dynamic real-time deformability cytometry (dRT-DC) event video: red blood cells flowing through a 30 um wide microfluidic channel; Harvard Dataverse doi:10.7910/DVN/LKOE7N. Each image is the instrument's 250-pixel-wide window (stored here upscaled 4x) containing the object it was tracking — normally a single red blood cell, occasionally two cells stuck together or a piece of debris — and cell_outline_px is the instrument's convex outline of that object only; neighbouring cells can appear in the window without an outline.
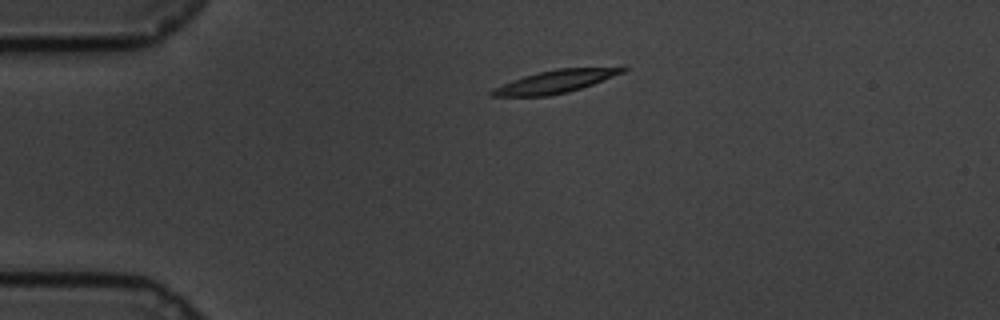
{"species": "common noctule bat (a hibernating species)", "species_latin": "Nyctalus noctula", "temperature_condition": "cold", "stored_images_in_passage": 48, "camera_frame_rate_fps": 3000, "um_per_image_px": 0.085, "animal": {"sex": "male", "body_mass_g": 19.5, "forearm_length_mm": 54.6}, "frame": {"image": 1, "passage_image": 1, "time_ms": 0.0, "image_size_px": [1000, 320], "cell_outline_px": [[628, 68], [624, 72], [592, 84], [568, 92], [548, 96], [488, 96], [488, 92], [492, 88], [524, 76], [556, 68], [624, 64]], "centroid_in_image_um": [47.33, 6.88], "position_along_channel_um": 37.7, "area_um2": 17.98}}
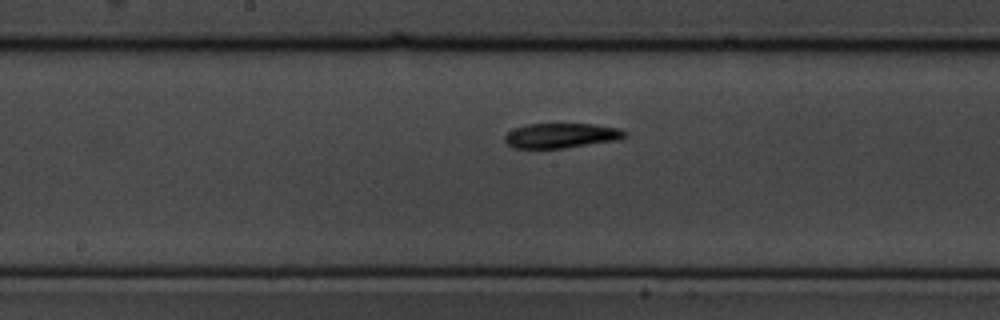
{"frame": {"image": 2, "passage_image": 19, "time_ms": 6.0, "image_size_px": [1000, 320], "cell_outline_px": [[628, 136], [620, 140], [564, 148], [512, 148], [504, 140], [504, 136], [512, 128], [528, 124], [592, 124], [620, 128], [628, 132]], "centroid_in_image_um": [47.74, 11.52], "position_along_channel_um": 200.5, "area_um2": 17.63}}
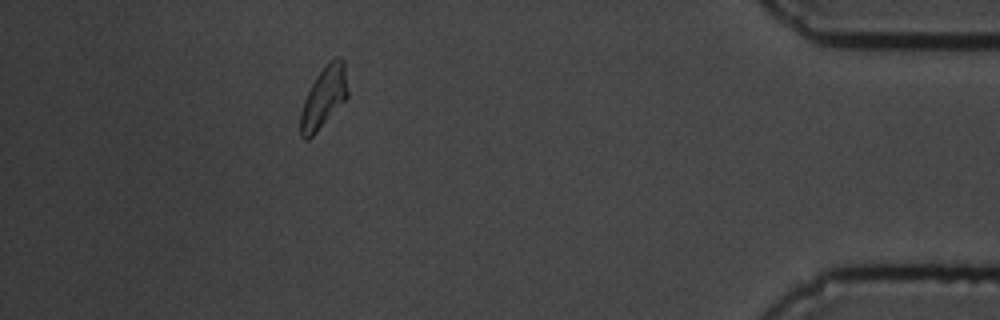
{"frame": {"image": 3, "passage_image": 42, "time_ms": 13.667, "image_size_px": [1000, 320], "cell_outline_px": [[348, 96], [316, 132], [308, 140], [304, 140], [300, 136], [300, 112], [304, 100], [316, 76], [336, 56], [340, 56], [344, 60], [348, 92]], "centroid_in_image_um": [27.51, 8.29], "position_along_channel_um": 407.7, "area_um2": 16.53}, "authors_computed_cell_mechanics": {"area_um2": 17.1377, "velocity_mm_per_s": 3.3309, "shape_relaxation_time_tau1_ms": 9.1347, "shape_relaxation_time_tau2_ms": null, "deformation_change_tau1": 0.2216, "deformation_change_tau2": null}}